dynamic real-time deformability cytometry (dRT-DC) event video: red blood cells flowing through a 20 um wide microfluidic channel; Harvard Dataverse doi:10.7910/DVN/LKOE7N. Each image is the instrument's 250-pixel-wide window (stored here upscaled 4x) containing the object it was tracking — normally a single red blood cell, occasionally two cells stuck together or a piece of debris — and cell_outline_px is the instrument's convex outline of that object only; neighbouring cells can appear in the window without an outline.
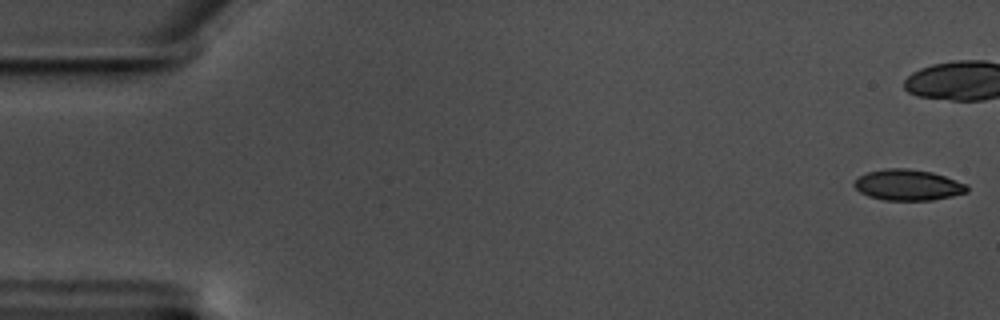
{"species": "common noctule bat (a hibernating species)", "species_latin": "Nyctalus noctula", "temperature_condition": "warm", "stored_images_in_passage": 45, "camera_frame_rate_fps": 3000, "um_per_image_px": 0.085, "animal": {"sex": "male", "body_mass_g": 17.5, "forearm_length_mm": 52.3}, "frame": {"image": 1, "passage_image": 1, "time_ms": 0.0, "image_size_px": [1000, 320], "cell_outline_px": [[968, 192], [952, 196], [932, 200], [884, 200], [868, 196], [860, 192], [852, 184], [860, 176], [868, 172], [884, 168], [908, 168], [932, 172], [968, 184]], "centroid_in_image_um": [77.19, 15.72], "position_along_channel_um": 7.8, "area_um2": 20.35}}
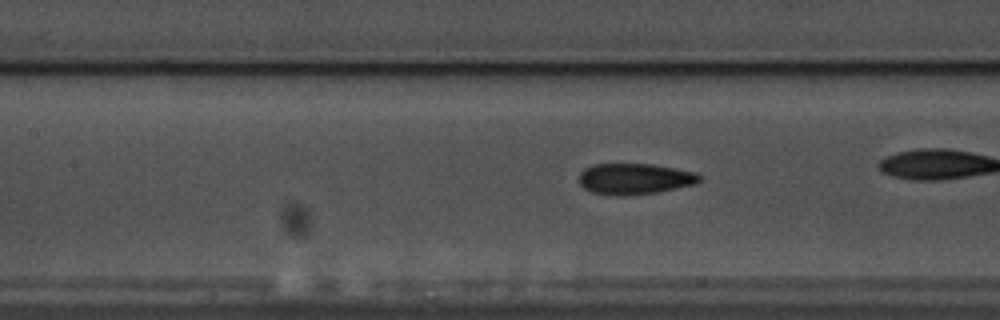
{"frame": {"image": 2, "passage_image": 26, "time_ms": 8.333, "image_size_px": [1000, 320], "cell_outline_px": [[704, 176], [696, 184], [660, 192], [628, 196], [620, 196], [592, 192], [584, 188], [580, 184], [580, 172], [584, 168], [592, 164], [652, 164], [676, 168], [696, 172]], "centroid_in_image_um": [53.99, 15.2], "position_along_channel_um": 153.4, "area_um2": 22.08}}